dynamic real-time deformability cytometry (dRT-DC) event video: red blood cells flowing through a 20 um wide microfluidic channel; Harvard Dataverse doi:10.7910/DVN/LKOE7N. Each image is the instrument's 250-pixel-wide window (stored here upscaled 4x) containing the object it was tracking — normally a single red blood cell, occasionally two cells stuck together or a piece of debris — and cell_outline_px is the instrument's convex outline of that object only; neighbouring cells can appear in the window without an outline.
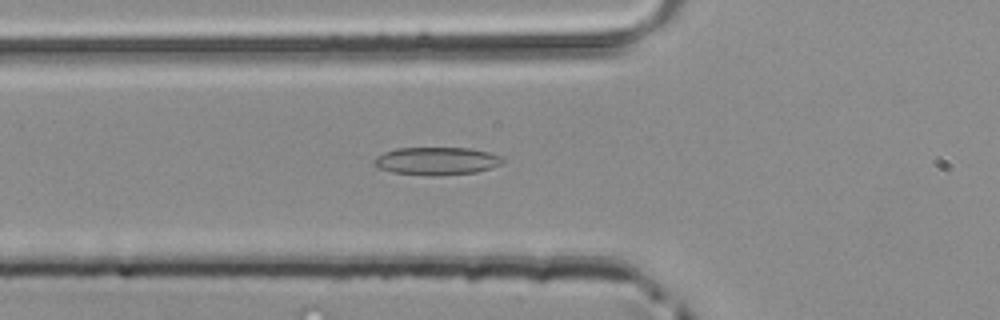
{"species": "common noctule bat (a hibernating species)", "species_latin": "Nyctalus noctula", "temperature_condition": "room temperature", "stored_images_in_passage": 30, "camera_frame_rate_fps": 3000, "um_per_image_px": 0.085, "animal": {"sex": "male", "body_mass_g": 20.4}, "frame": {"image": 1, "passage_image": 4, "time_ms": 1.0, "image_size_px": [1000, 320], "cell_outline_px": [[504, 160], [500, 164], [492, 168], [476, 172], [436, 176], [432, 176], [392, 172], [380, 168], [372, 164], [372, 160], [376, 156], [384, 152], [396, 148], [472, 148], [504, 156]], "centroid_in_image_um": [37.12, 13.68], "position_along_channel_um": 88.7, "area_um2": 21.04}}
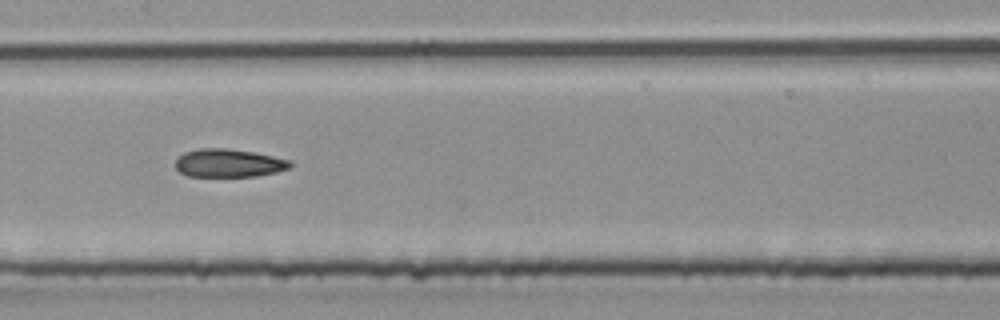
{"frame": {"image": 2, "passage_image": 11, "time_ms": 3.333, "image_size_px": [1000, 320], "cell_outline_px": [[292, 168], [276, 172], [256, 176], [188, 176], [180, 172], [176, 168], [176, 160], [184, 152], [200, 148], [228, 148], [256, 152], [288, 160], [292, 164]], "centroid_in_image_um": [19.45, 13.85], "position_along_channel_um": 187.9, "area_um2": 18.84}}
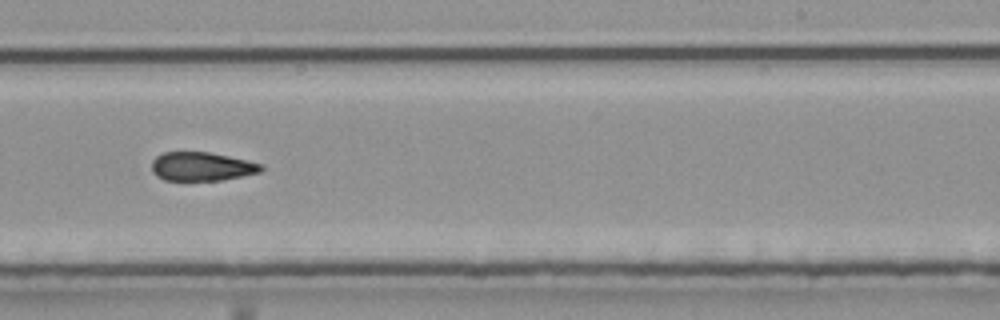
{"frame": {"image": 3, "passage_image": 17, "time_ms": 5.333, "image_size_px": [1000, 320], "cell_outline_px": [[264, 168], [260, 172], [220, 180], [164, 180], [156, 176], [152, 172], [152, 160], [156, 156], [164, 152], [208, 152], [228, 156], [264, 164]], "centroid_in_image_um": [17.12, 14.15], "position_along_channel_um": 271.9, "area_um2": 18.26}}